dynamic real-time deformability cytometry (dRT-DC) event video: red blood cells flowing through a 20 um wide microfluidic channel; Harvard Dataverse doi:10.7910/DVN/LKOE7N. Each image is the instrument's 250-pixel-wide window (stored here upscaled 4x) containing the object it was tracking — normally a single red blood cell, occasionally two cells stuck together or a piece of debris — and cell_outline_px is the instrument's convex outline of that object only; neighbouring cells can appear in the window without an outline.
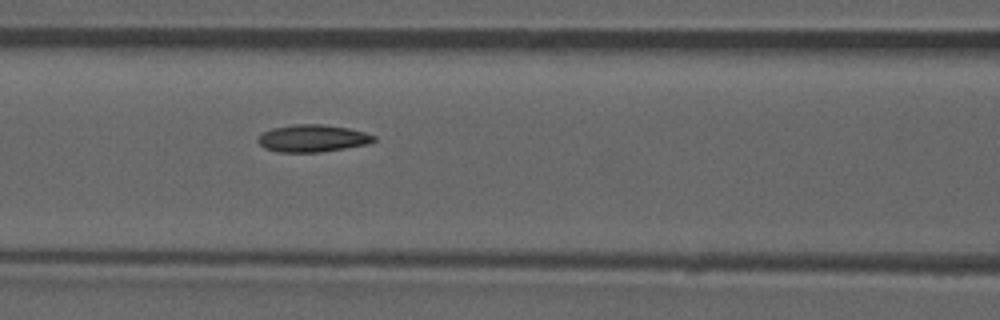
{"species": "common noctule bat (a hibernating species)", "species_latin": "Nyctalus noctula", "temperature_condition": "room temperature", "stored_images_in_passage": 37, "camera_frame_rate_fps": 3000, "um_per_image_px": 0.085, "animal": {"sex": "male", "forearm_length_mm": 52.5}, "frame": {"image": 1, "passage_image": 6, "time_ms": 1.667, "image_size_px": [1000, 320], "cell_outline_px": [[376, 140], [368, 144], [320, 152], [280, 152], [264, 148], [256, 140], [264, 132], [272, 128], [292, 124], [324, 124], [348, 128], [364, 132], [376, 136]], "centroid_in_image_um": [26.57, 11.75], "position_along_channel_um": 140.0, "area_um2": 18.38}}